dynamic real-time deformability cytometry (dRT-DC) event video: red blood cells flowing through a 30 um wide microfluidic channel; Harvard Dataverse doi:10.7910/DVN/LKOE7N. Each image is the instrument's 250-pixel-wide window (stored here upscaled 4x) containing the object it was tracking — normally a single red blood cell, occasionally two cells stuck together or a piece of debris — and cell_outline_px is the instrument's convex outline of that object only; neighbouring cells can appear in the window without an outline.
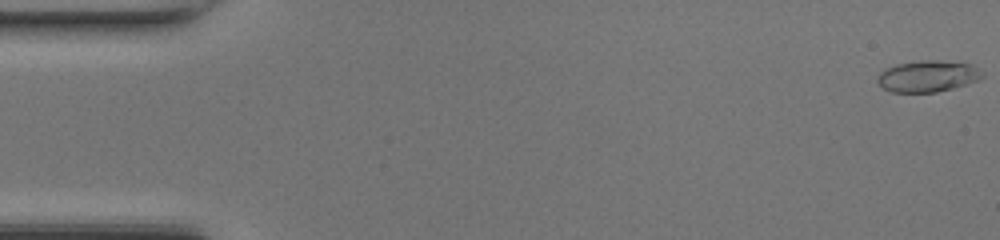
{"species": "common noctule bat (a hibernating species)", "species_latin": "Nyctalus noctula", "temperature_condition": "room temperature", "stored_images_in_passage": 48, "camera_frame_rate_fps": 3000, "um_per_image_px": 0.085, "animal": {"sex": "female", "body_mass_g": 17.0, "forearm_length_mm": 48.0}, "frame": {"image": 1, "passage_image": 1, "time_ms": 0.0, "image_size_px": [1000, 240], "cell_outline_px": [[984, 76], [976, 80], [952, 88], [936, 92], [892, 92], [884, 88], [876, 80], [880, 72], [884, 68], [896, 64], [920, 60], [940, 60], [972, 64]], "centroid_in_image_um": [78.8, 6.46], "position_along_channel_um": 6.2, "area_um2": 19.02}}
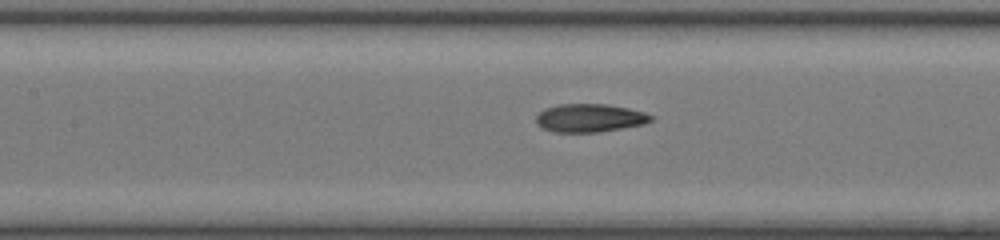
{"frame": {"image": 2, "passage_image": 22, "time_ms": 7.0, "image_size_px": [1000, 240], "cell_outline_px": [[652, 120], [644, 124], [600, 132], [552, 132], [540, 128], [536, 124], [536, 116], [544, 108], [556, 104], [608, 104], [628, 108], [644, 112], [652, 116]], "centroid_in_image_um": [50.07, 10.03], "position_along_channel_um": 157.3, "area_um2": 19.07}}
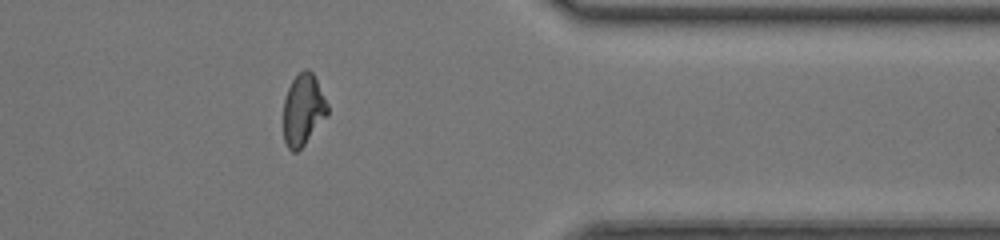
{"frame": {"image": 3, "passage_image": 39, "time_ms": 12.667, "image_size_px": [1000, 240], "cell_outline_px": [[328, 112], [304, 144], [296, 152], [292, 152], [288, 148], [284, 140], [284, 100], [288, 88], [292, 80], [304, 68], [308, 68], [312, 72], [328, 104]], "centroid_in_image_um": [25.75, 9.31], "position_along_channel_um": 385.7, "area_um2": 17.92}, "authors_computed_cell_mechanics": {"area_um2": 18.9006, "velocity_mm_per_s": 4.3496, "shape_relaxation_time_tau1_ms": 7.1723, "shape_relaxation_time_tau2_ms": 1.3396, "deformation_change_tau1": 0.2551, "deformation_change_tau2": 0.0801}}